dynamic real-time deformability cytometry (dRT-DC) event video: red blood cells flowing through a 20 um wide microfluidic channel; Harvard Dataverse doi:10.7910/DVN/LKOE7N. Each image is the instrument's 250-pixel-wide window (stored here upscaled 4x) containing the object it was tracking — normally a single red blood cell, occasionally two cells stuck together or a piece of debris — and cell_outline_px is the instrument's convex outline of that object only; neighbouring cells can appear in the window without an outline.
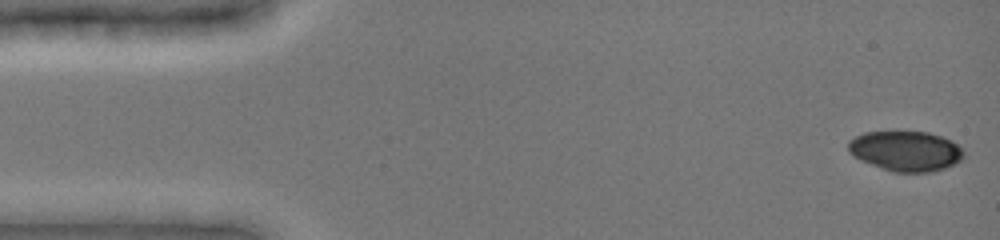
{"species": "common noctule bat (a hibernating species)", "species_latin": "Nyctalus noctula", "temperature_condition": "cold", "stored_images_in_passage": 48, "camera_frame_rate_fps": 3000, "um_per_image_px": 0.085, "animal": {"sex": "female", "body_mass_g": 19.0, "forearm_length_mm": 51.5}, "frame": {"image": 1, "passage_image": 1, "time_ms": 0.0, "image_size_px": [1000, 240], "cell_outline_px": [[964, 156], [956, 164], [932, 172], [892, 172], [860, 160], [852, 156], [848, 152], [848, 140], [864, 132], [928, 132], [952, 140], [964, 152]], "centroid_in_image_um": [76.97, 12.84], "position_along_channel_um": 8.0, "area_um2": 27.05}}
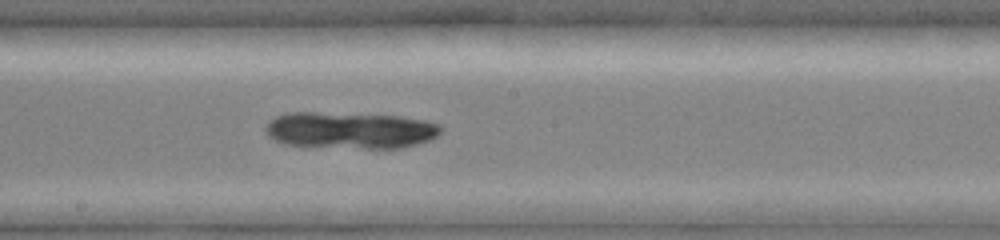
{"frame": {"image": 2, "passage_image": 26, "time_ms": 8.333, "image_size_px": [1000, 240], "cell_outline_px": [[444, 128], [432, 140], [400, 148], [368, 148], [284, 144], [268, 136], [264, 132], [264, 128], [268, 120], [276, 116], [288, 112], [316, 112], [400, 116], [428, 120], [440, 124]], "centroid_in_image_um": [29.78, 11.05], "position_along_channel_um": 218.4, "area_um2": 37.57}}
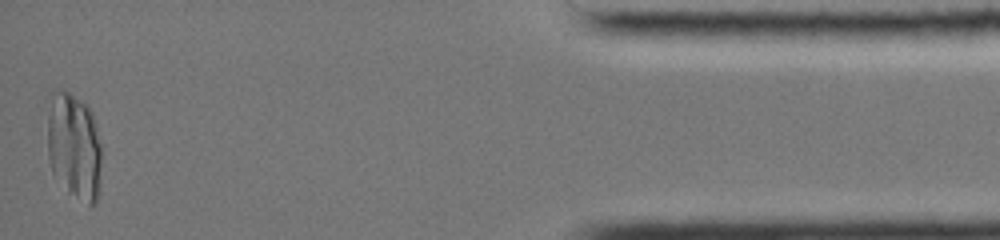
{"frame": {"image": 3, "passage_image": 47, "time_ms": 15.333, "image_size_px": [1000, 240], "cell_outline_px": [[100, 192], [96, 204], [88, 204], [68, 192], [52, 172], [48, 156], [48, 92], [52, 88], [64, 88], [84, 104], [92, 112], [100, 144]], "centroid_in_image_um": [6.27, 12.38], "position_along_channel_um": 428.9, "area_um2": 34.16}}